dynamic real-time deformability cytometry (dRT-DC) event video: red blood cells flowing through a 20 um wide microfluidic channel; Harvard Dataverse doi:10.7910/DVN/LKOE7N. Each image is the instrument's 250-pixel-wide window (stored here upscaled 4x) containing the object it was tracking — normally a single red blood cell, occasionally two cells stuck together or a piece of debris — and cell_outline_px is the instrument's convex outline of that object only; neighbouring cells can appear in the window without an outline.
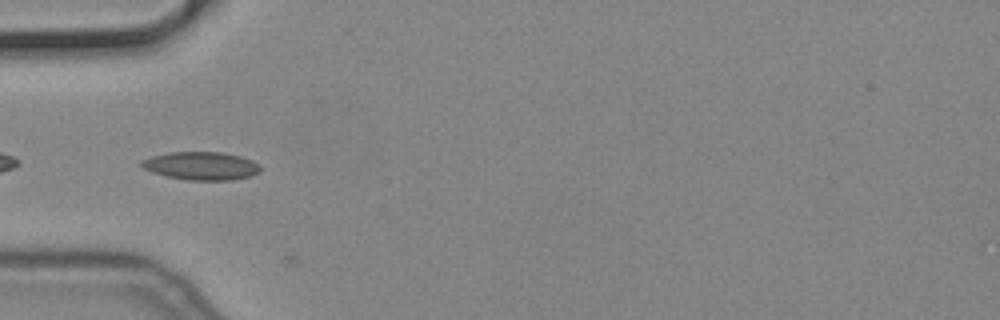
{"species": "common noctule bat (a hibernating species)", "species_latin": "Nyctalus noctula", "temperature_condition": "cold", "stored_images_in_passage": 3, "camera_frame_rate_fps": 3000, "um_per_image_px": 0.085, "animal": {"sex": "male", "body_mass_g": 19.2, "forearm_length_mm": 51.8}, "frame": {"image": 1, "passage_image": 2, "time_ms": 0.333, "image_size_px": [1000, 320], "cell_outline_px": [[260, 172], [252, 176], [232, 180], [188, 180], [168, 176], [152, 172], [144, 168], [140, 164], [140, 160], [152, 156], [168, 152], [220, 152], [240, 156], [252, 160], [260, 168]], "centroid_in_image_um": [17.1, 14.1], "position_along_channel_um": 67.9, "area_um2": 19.42}}